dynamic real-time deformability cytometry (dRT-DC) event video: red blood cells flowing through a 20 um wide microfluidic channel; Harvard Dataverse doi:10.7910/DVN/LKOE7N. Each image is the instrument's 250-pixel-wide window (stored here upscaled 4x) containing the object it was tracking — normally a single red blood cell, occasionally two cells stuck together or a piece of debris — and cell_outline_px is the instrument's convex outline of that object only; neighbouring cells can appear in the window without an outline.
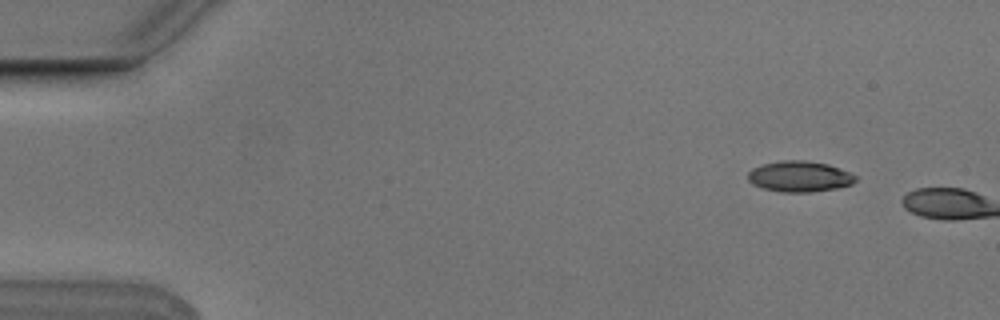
{"species": "Egyptian fruit bat (a non-hibernating species)", "species_latin": "Rousettus aegyptiacus", "temperature_condition": "cold", "stored_images_in_passage": 2, "camera_frame_rate_fps": 3000, "um_per_image_px": 0.085, "animal": {"sex": "male"}, "frame": {"image": 1, "passage_image": 1, "time_ms": 0.0, "image_size_px": [1000, 320], "cell_outline_px": [[856, 180], [852, 184], [836, 188], [812, 192], [784, 192], [764, 188], [752, 184], [748, 180], [748, 172], [752, 168], [764, 164], [780, 160], [804, 160], [828, 164], [848, 172], [856, 176]], "centroid_in_image_um": [67.94, 14.99], "position_along_channel_um": 17.1, "area_um2": 19.19}}